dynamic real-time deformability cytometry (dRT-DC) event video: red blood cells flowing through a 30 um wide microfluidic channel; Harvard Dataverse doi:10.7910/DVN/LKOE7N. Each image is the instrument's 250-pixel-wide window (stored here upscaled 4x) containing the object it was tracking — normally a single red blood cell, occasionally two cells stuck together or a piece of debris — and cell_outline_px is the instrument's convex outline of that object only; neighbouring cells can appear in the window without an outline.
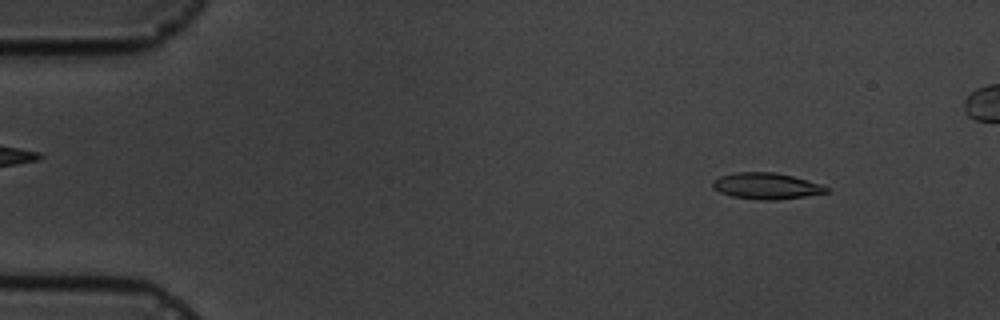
{"species": "common noctule bat (a hibernating species)", "species_latin": "Nyctalus noctula", "temperature_condition": "cold", "stored_images_in_passage": 4, "camera_frame_rate_fps": 3000, "um_per_image_px": 0.085, "animal": {"sex": "male", "body_mass_g": 19.5, "forearm_length_mm": 54.6}, "frame": {"image": 1, "passage_image": 1, "time_ms": 0.0, "image_size_px": [1000, 320], "cell_outline_px": [[828, 192], [804, 196], [776, 200], [756, 200], [732, 196], [720, 192], [712, 188], [712, 180], [720, 176], [736, 172], [772, 172], [792, 176], [820, 184], [828, 188]], "centroid_in_image_um": [65.08, 15.81], "position_along_channel_um": 19.9, "area_um2": 17.28}}